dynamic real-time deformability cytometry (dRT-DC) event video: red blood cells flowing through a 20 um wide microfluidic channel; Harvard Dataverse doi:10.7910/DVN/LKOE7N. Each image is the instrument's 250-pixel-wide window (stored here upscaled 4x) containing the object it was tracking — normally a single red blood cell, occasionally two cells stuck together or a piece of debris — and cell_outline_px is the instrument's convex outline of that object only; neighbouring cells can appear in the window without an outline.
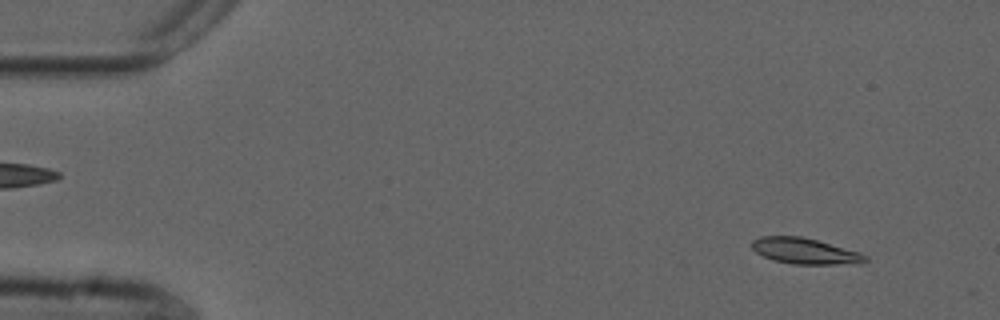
{"species": "common noctule bat (a hibernating species)", "species_latin": "Nyctalus noctula", "temperature_condition": "cold", "stored_images_in_passage": 53, "camera_frame_rate_fps": 3000, "um_per_image_px": 0.085, "animal": {"sex": "male", "forearm_length_mm": 52.5}, "frame": {"image": 1, "passage_image": 4, "time_ms": 1.0, "image_size_px": [1000, 320], "cell_outline_px": [[868, 260], [860, 264], [792, 264], [776, 260], [764, 256], [756, 252], [752, 248], [752, 240], [760, 236], [800, 236], [816, 240], [860, 252], [868, 256]], "centroid_in_image_um": [68.45, 21.34], "position_along_channel_um": 16.5, "area_um2": 17.05}}
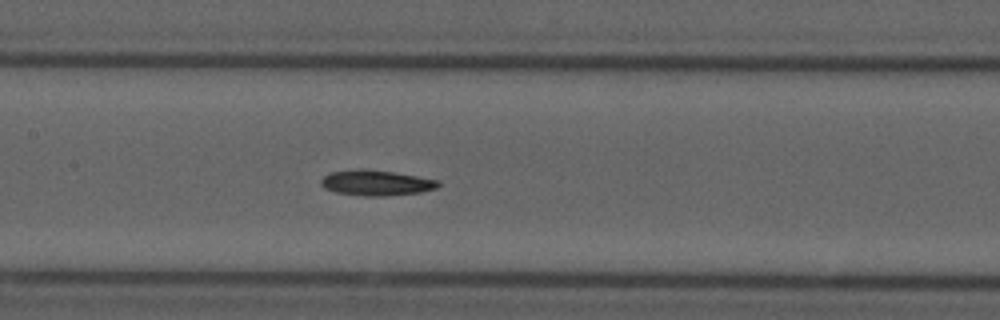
{"frame": {"image": 2, "passage_image": 25, "time_ms": 8.0, "image_size_px": [1000, 320], "cell_outline_px": [[440, 184], [436, 188], [420, 192], [384, 196], [364, 196], [336, 192], [324, 188], [320, 184], [320, 180], [324, 176], [332, 172], [360, 168], [392, 172], [440, 180]], "centroid_in_image_um": [31.96, 15.54], "position_along_channel_um": 175.4, "area_um2": 17.28}}
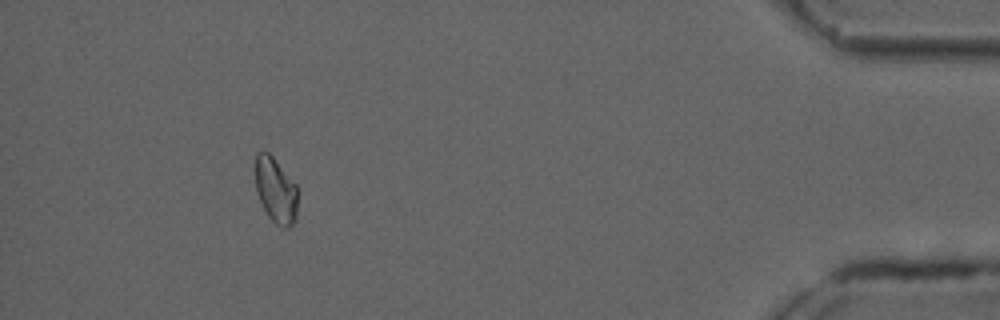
{"frame": {"image": 3, "passage_image": 49, "time_ms": 16.0, "image_size_px": [1000, 320], "cell_outline_px": [[296, 220], [288, 228], [284, 228], [276, 224], [268, 216], [256, 192], [256, 152], [268, 152], [272, 156], [296, 184]], "centroid_in_image_um": [23.43, 16.19], "position_along_channel_um": 411.8, "area_um2": 15.9}, "authors_computed_cell_mechanics": {"area_um2": 16.8776, "velocity_mm_per_s": 3.7385, "shape_relaxation_time_tau1_ms": 8.6772, "shape_relaxation_time_tau2_ms": null, "deformation_change_tau1": 0.2101, "deformation_change_tau2": null}}